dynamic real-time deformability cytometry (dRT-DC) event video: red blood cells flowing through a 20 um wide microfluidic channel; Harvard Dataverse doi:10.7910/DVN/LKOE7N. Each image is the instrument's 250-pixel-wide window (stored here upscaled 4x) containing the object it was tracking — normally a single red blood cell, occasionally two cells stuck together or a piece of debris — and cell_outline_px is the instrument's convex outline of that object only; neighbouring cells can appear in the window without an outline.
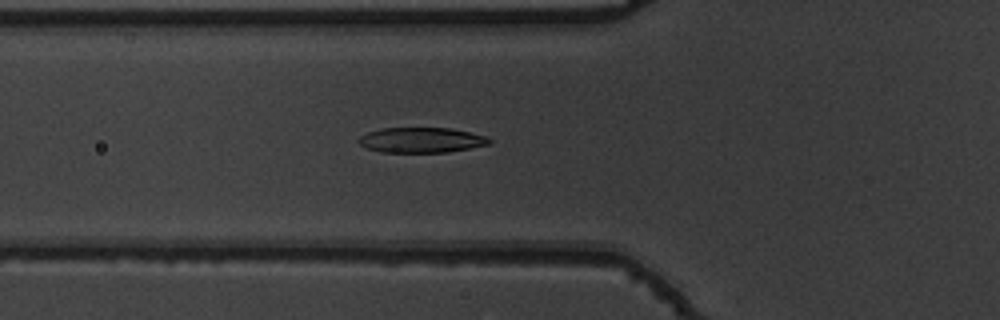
{"species": "common noctule bat (a hibernating species)", "species_latin": "Nyctalus noctula", "temperature_condition": "warm", "stored_images_in_passage": 54, "camera_frame_rate_fps": 3000, "um_per_image_px": 0.085, "animal": {"sex": "male", "body_mass_g": 19.5, "forearm_length_mm": 54.6}, "frame": {"image": 1, "passage_image": 20, "time_ms": 6.333, "image_size_px": [1000, 320], "cell_outline_px": [[492, 140], [488, 144], [448, 152], [380, 152], [368, 148], [360, 144], [356, 140], [360, 136], [368, 132], [380, 128], [448, 128], [488, 136]], "centroid_in_image_um": [35.79, 11.9], "position_along_channel_um": 90.0, "area_um2": 19.07}}
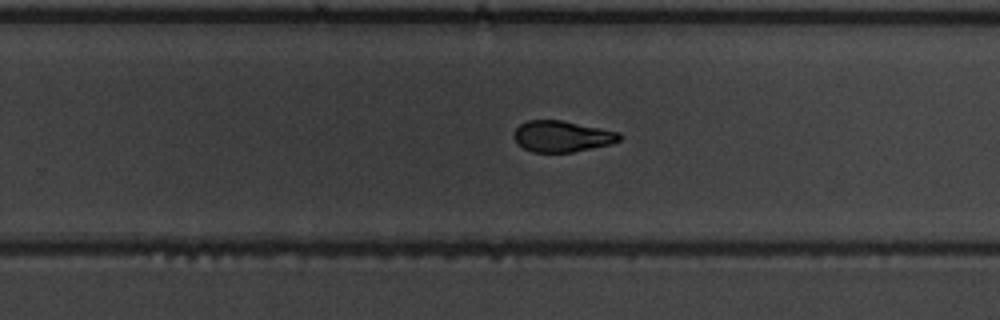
{"frame": {"image": 2, "passage_image": 35, "time_ms": 11.333, "image_size_px": [1000, 320], "cell_outline_px": [[620, 140], [608, 144], [572, 152], [532, 152], [516, 144], [516, 128], [520, 124], [528, 120], [560, 120], [620, 132]], "centroid_in_image_um": [47.75, 11.59], "position_along_channel_um": 282.0, "area_um2": 18.79}}
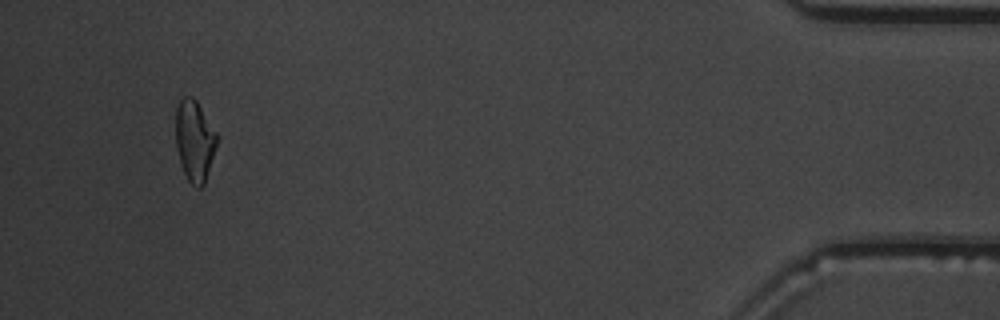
{"frame": {"image": 3, "passage_image": 51, "time_ms": 16.667, "image_size_px": [1000, 320], "cell_outline_px": [[216, 144], [204, 184], [200, 188], [196, 188], [188, 180], [184, 172], [176, 148], [176, 108], [180, 100], [184, 96], [192, 96], [196, 100], [216, 132]], "centroid_in_image_um": [16.51, 11.94], "position_along_channel_um": 418.7, "area_um2": 19.02}, "authors_computed_cell_mechanics": {"area_um2": 19.652, "velocity_mm_per_s": 3.8432, "shape_relaxation_time_tau1_ms": 2.9497, "shape_relaxation_time_tau2_ms": 2.8657, "deformation_change_tau1": 0.1437, "deformation_change_tau2": 0.0989}}